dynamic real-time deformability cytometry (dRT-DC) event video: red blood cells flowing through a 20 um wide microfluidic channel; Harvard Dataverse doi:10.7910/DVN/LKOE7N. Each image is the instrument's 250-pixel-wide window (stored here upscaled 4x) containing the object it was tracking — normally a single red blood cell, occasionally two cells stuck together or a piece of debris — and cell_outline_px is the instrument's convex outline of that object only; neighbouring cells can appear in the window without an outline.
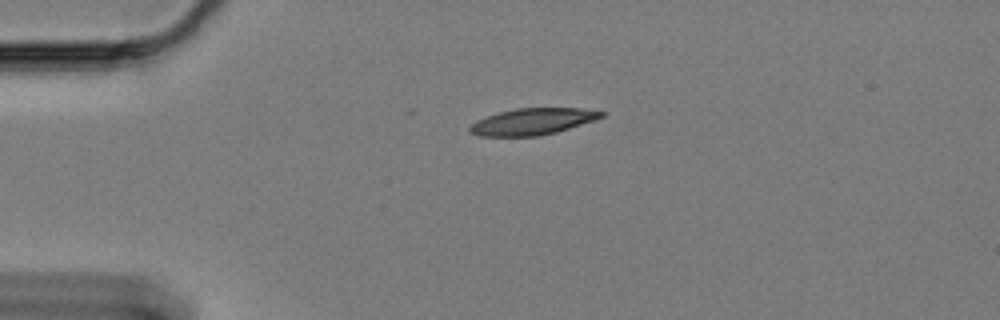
{"species": "Egyptian fruit bat (a non-hibernating species)", "species_latin": "Rousettus aegyptiacus", "temperature_condition": "cold", "stored_images_in_passage": 32, "camera_frame_rate_fps": 3000, "um_per_image_px": 0.085, "animal": {"sex": "female"}, "frame": {"image": 1, "passage_image": 1, "time_ms": 0.0, "image_size_px": [1000, 320], "cell_outline_px": [[608, 112], [604, 116], [596, 120], [556, 132], [540, 136], [480, 136], [468, 132], [468, 128], [476, 120], [500, 112], [516, 108], [580, 108]], "centroid_in_image_um": [45.3, 10.33], "position_along_channel_um": 39.7, "area_um2": 20.4}}
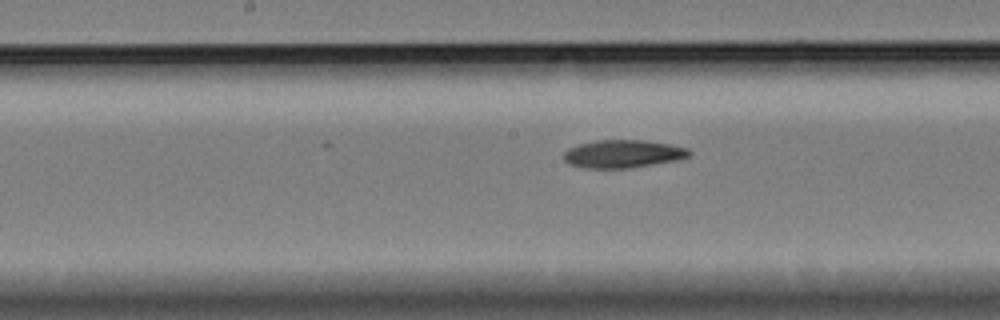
{"frame": {"image": 2, "passage_image": 18, "time_ms": 5.667, "image_size_px": [1000, 320], "cell_outline_px": [[692, 152], [688, 156], [676, 160], [632, 168], [584, 168], [568, 164], [564, 160], [564, 152], [568, 148], [580, 144], [596, 140], [644, 140], [672, 144], [688, 148]], "centroid_in_image_um": [52.95, 13.08], "position_along_channel_um": 195.2, "area_um2": 20.52}}
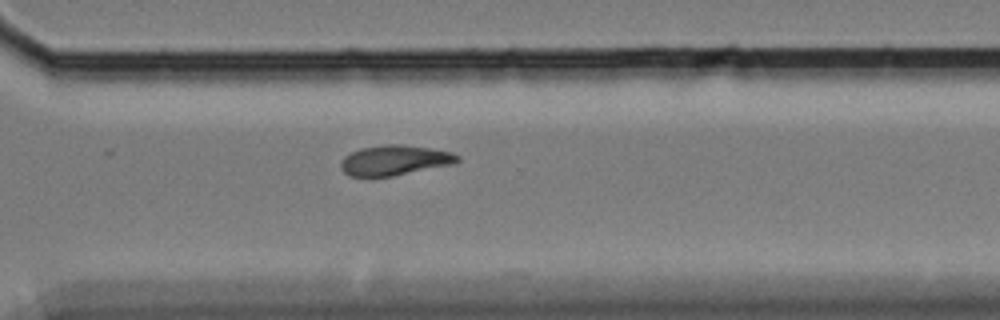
{"frame": {"image": 3, "passage_image": 31, "time_ms": 10.0, "image_size_px": [1000, 320], "cell_outline_px": [[460, 160], [456, 164], [392, 176], [348, 176], [340, 168], [340, 164], [344, 156], [360, 148], [384, 144], [400, 144], [428, 148], [452, 152], [460, 156]], "centroid_in_image_um": [33.56, 13.62], "position_along_channel_um": 337.0, "area_um2": 20.58}}